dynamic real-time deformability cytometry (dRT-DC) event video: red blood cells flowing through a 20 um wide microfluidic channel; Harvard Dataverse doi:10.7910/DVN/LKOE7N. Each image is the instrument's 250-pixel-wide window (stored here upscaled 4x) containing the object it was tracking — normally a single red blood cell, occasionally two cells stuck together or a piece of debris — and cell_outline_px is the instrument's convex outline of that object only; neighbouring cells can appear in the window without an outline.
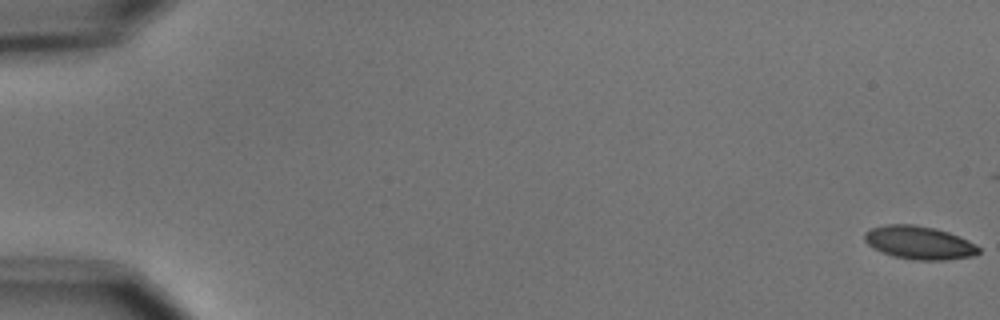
{"species": "common noctule bat (a hibernating species)", "species_latin": "Nyctalus noctula", "temperature_condition": "cold", "stored_images_in_passage": 5, "camera_frame_rate_fps": 3000, "um_per_image_px": 0.085, "animal": {"sex": "male", "body_mass_g": 15.6}, "frame": {"image": 1, "passage_image": 1, "time_ms": 0.0, "image_size_px": [1000, 320], "cell_outline_px": [[980, 252], [972, 256], [944, 260], [916, 260], [892, 256], [868, 244], [864, 240], [864, 232], [872, 228], [888, 224], [916, 224], [936, 228], [948, 232], [968, 240], [976, 244], [980, 248]], "centroid_in_image_um": [78.15, 20.62], "position_along_channel_um": 6.9, "area_um2": 22.02}}
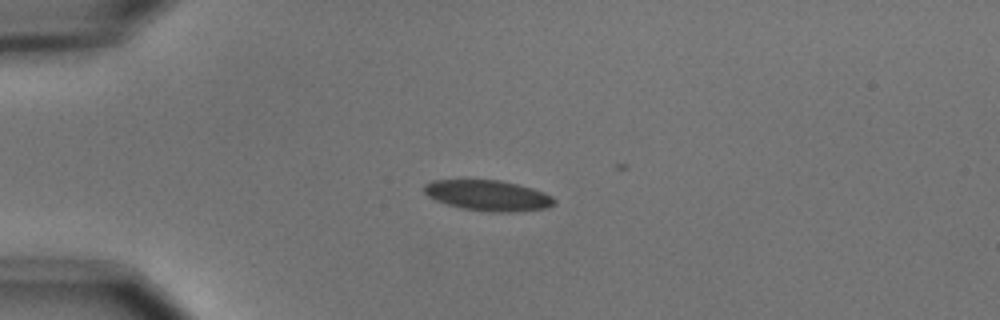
{"frame": {"image": 2, "passage_image": 4, "time_ms": 4.667, "image_size_px": [1000, 320], "cell_outline_px": [[556, 204], [548, 208], [512, 212], [492, 212], [464, 208], [448, 204], [436, 200], [428, 196], [424, 192], [424, 184], [432, 180], [500, 180], [532, 188], [544, 192], [552, 196], [556, 200]], "centroid_in_image_um": [41.52, 16.61], "position_along_channel_um": 43.5, "area_um2": 23.12}}